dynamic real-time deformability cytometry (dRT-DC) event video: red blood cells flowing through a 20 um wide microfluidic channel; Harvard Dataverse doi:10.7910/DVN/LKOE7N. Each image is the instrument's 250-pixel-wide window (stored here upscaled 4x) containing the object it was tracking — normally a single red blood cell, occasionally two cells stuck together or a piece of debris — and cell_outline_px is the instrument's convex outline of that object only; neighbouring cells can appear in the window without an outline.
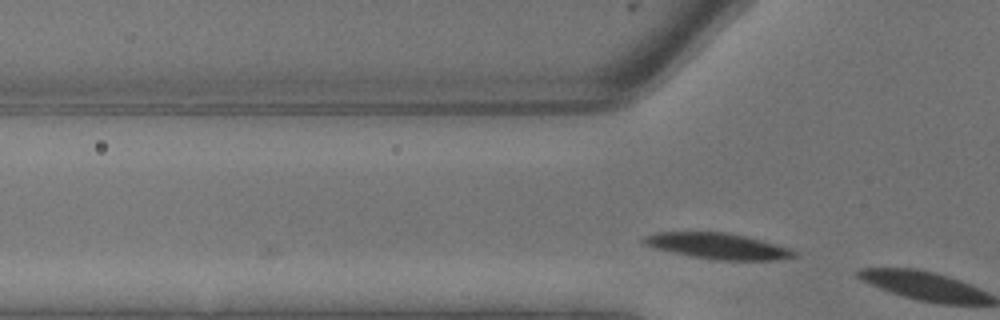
{"species": "common noctule bat (a hibernating species)", "species_latin": "Nyctalus noctula", "temperature_condition": "warm", "stored_images_in_passage": 2, "camera_frame_rate_fps": 3000, "um_per_image_px": 0.085, "animal": {"sex": "male", "body_mass_g": 13.3}, "frame": {"image": 1, "passage_image": 2, "time_ms": 0.333, "image_size_px": [1000, 320], "cell_outline_px": [[796, 256], [772, 260], [720, 260], [692, 256], [656, 248], [644, 244], [640, 240], [644, 236], [656, 232], [728, 232], [748, 236], [792, 248], [796, 252]], "centroid_in_image_um": [61.04, 20.9], "position_along_channel_um": 64.8, "area_um2": 22.66}}